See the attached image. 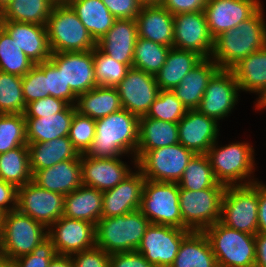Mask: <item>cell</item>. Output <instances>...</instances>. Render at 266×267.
<instances>
[{"mask_svg":"<svg viewBox=\"0 0 266 267\" xmlns=\"http://www.w3.org/2000/svg\"><path fill=\"white\" fill-rule=\"evenodd\" d=\"M138 140L139 117L122 108L96 120L95 136L84 155L106 159L131 154L136 167Z\"/></svg>","mask_w":266,"mask_h":267,"instance_id":"1","label":"cell"},{"mask_svg":"<svg viewBox=\"0 0 266 267\" xmlns=\"http://www.w3.org/2000/svg\"><path fill=\"white\" fill-rule=\"evenodd\" d=\"M263 5L237 27L214 38L213 59L220 69H231L242 58L266 46V19Z\"/></svg>","mask_w":266,"mask_h":267,"instance_id":"2","label":"cell"},{"mask_svg":"<svg viewBox=\"0 0 266 267\" xmlns=\"http://www.w3.org/2000/svg\"><path fill=\"white\" fill-rule=\"evenodd\" d=\"M254 153L252 145L245 141L221 147L216 141L206 155L217 182L228 187L245 186L258 181V178L256 180L251 176L256 165Z\"/></svg>","mask_w":266,"mask_h":267,"instance_id":"3","label":"cell"},{"mask_svg":"<svg viewBox=\"0 0 266 267\" xmlns=\"http://www.w3.org/2000/svg\"><path fill=\"white\" fill-rule=\"evenodd\" d=\"M149 225L139 209L122 216L102 217L95 225L96 247L108 254L136 251Z\"/></svg>","mask_w":266,"mask_h":267,"instance_id":"4","label":"cell"},{"mask_svg":"<svg viewBox=\"0 0 266 267\" xmlns=\"http://www.w3.org/2000/svg\"><path fill=\"white\" fill-rule=\"evenodd\" d=\"M46 28L52 53L84 52L96 47V41L66 1L55 4Z\"/></svg>","mask_w":266,"mask_h":267,"instance_id":"5","label":"cell"},{"mask_svg":"<svg viewBox=\"0 0 266 267\" xmlns=\"http://www.w3.org/2000/svg\"><path fill=\"white\" fill-rule=\"evenodd\" d=\"M203 232L218 267H255V235L231 229L219 221Z\"/></svg>","mask_w":266,"mask_h":267,"instance_id":"6","label":"cell"},{"mask_svg":"<svg viewBox=\"0 0 266 267\" xmlns=\"http://www.w3.org/2000/svg\"><path fill=\"white\" fill-rule=\"evenodd\" d=\"M258 181L225 187L219 222L250 235L258 233Z\"/></svg>","mask_w":266,"mask_h":267,"instance_id":"7","label":"cell"},{"mask_svg":"<svg viewBox=\"0 0 266 267\" xmlns=\"http://www.w3.org/2000/svg\"><path fill=\"white\" fill-rule=\"evenodd\" d=\"M48 237V228L20 211L3 214L0 254L17 259L32 253Z\"/></svg>","mask_w":266,"mask_h":267,"instance_id":"8","label":"cell"},{"mask_svg":"<svg viewBox=\"0 0 266 267\" xmlns=\"http://www.w3.org/2000/svg\"><path fill=\"white\" fill-rule=\"evenodd\" d=\"M195 155L180 143L149 151H136V167L145 179L178 183L188 162Z\"/></svg>","mask_w":266,"mask_h":267,"instance_id":"9","label":"cell"},{"mask_svg":"<svg viewBox=\"0 0 266 267\" xmlns=\"http://www.w3.org/2000/svg\"><path fill=\"white\" fill-rule=\"evenodd\" d=\"M224 190L225 186L220 183L200 191L180 189L179 206L183 229L203 232L218 222Z\"/></svg>","mask_w":266,"mask_h":267,"instance_id":"10","label":"cell"},{"mask_svg":"<svg viewBox=\"0 0 266 267\" xmlns=\"http://www.w3.org/2000/svg\"><path fill=\"white\" fill-rule=\"evenodd\" d=\"M179 192L178 183L145 179L139 210L152 224L169 225L183 229Z\"/></svg>","mask_w":266,"mask_h":267,"instance_id":"11","label":"cell"},{"mask_svg":"<svg viewBox=\"0 0 266 267\" xmlns=\"http://www.w3.org/2000/svg\"><path fill=\"white\" fill-rule=\"evenodd\" d=\"M190 232L178 227L150 223L136 251L154 267H171L182 240Z\"/></svg>","mask_w":266,"mask_h":267,"instance_id":"12","label":"cell"},{"mask_svg":"<svg viewBox=\"0 0 266 267\" xmlns=\"http://www.w3.org/2000/svg\"><path fill=\"white\" fill-rule=\"evenodd\" d=\"M64 195L39 187L33 181L17 189V210L49 228L63 216Z\"/></svg>","mask_w":266,"mask_h":267,"instance_id":"13","label":"cell"},{"mask_svg":"<svg viewBox=\"0 0 266 267\" xmlns=\"http://www.w3.org/2000/svg\"><path fill=\"white\" fill-rule=\"evenodd\" d=\"M239 92L232 70L219 69L209 81L197 110L219 123L232 113L239 100Z\"/></svg>","mask_w":266,"mask_h":267,"instance_id":"14","label":"cell"},{"mask_svg":"<svg viewBox=\"0 0 266 267\" xmlns=\"http://www.w3.org/2000/svg\"><path fill=\"white\" fill-rule=\"evenodd\" d=\"M213 45L214 38L209 32L204 11L174 15V48L192 51L208 59Z\"/></svg>","mask_w":266,"mask_h":267,"instance_id":"15","label":"cell"},{"mask_svg":"<svg viewBox=\"0 0 266 267\" xmlns=\"http://www.w3.org/2000/svg\"><path fill=\"white\" fill-rule=\"evenodd\" d=\"M122 107L138 117L145 116L160 91L155 76L131 67L116 86Z\"/></svg>","mask_w":266,"mask_h":267,"instance_id":"16","label":"cell"},{"mask_svg":"<svg viewBox=\"0 0 266 267\" xmlns=\"http://www.w3.org/2000/svg\"><path fill=\"white\" fill-rule=\"evenodd\" d=\"M57 255L71 256L91 249L95 244V225L84 220L62 216L48 228Z\"/></svg>","mask_w":266,"mask_h":267,"instance_id":"17","label":"cell"},{"mask_svg":"<svg viewBox=\"0 0 266 267\" xmlns=\"http://www.w3.org/2000/svg\"><path fill=\"white\" fill-rule=\"evenodd\" d=\"M260 0H209L204 12L213 38L250 18L261 6Z\"/></svg>","mask_w":266,"mask_h":267,"instance_id":"18","label":"cell"},{"mask_svg":"<svg viewBox=\"0 0 266 267\" xmlns=\"http://www.w3.org/2000/svg\"><path fill=\"white\" fill-rule=\"evenodd\" d=\"M50 60L62 70L66 86L77 97L97 86L93 50L51 53Z\"/></svg>","mask_w":266,"mask_h":267,"instance_id":"19","label":"cell"},{"mask_svg":"<svg viewBox=\"0 0 266 267\" xmlns=\"http://www.w3.org/2000/svg\"><path fill=\"white\" fill-rule=\"evenodd\" d=\"M218 125L197 109L187 110L178 122L179 143L195 154H206L218 139Z\"/></svg>","mask_w":266,"mask_h":267,"instance_id":"20","label":"cell"},{"mask_svg":"<svg viewBox=\"0 0 266 267\" xmlns=\"http://www.w3.org/2000/svg\"><path fill=\"white\" fill-rule=\"evenodd\" d=\"M121 157L100 159L81 154L82 185L102 192L113 189L133 171Z\"/></svg>","mask_w":266,"mask_h":267,"instance_id":"21","label":"cell"},{"mask_svg":"<svg viewBox=\"0 0 266 267\" xmlns=\"http://www.w3.org/2000/svg\"><path fill=\"white\" fill-rule=\"evenodd\" d=\"M135 170L113 189L103 192L102 217L122 216L140 208L145 177L137 167Z\"/></svg>","mask_w":266,"mask_h":267,"instance_id":"22","label":"cell"},{"mask_svg":"<svg viewBox=\"0 0 266 267\" xmlns=\"http://www.w3.org/2000/svg\"><path fill=\"white\" fill-rule=\"evenodd\" d=\"M0 26L15 40L27 57L39 64L48 61L51 50L46 26L34 23L0 21Z\"/></svg>","mask_w":266,"mask_h":267,"instance_id":"23","label":"cell"},{"mask_svg":"<svg viewBox=\"0 0 266 267\" xmlns=\"http://www.w3.org/2000/svg\"><path fill=\"white\" fill-rule=\"evenodd\" d=\"M138 38L135 19H116L96 47L119 63L133 66L134 48Z\"/></svg>","mask_w":266,"mask_h":267,"instance_id":"24","label":"cell"},{"mask_svg":"<svg viewBox=\"0 0 266 267\" xmlns=\"http://www.w3.org/2000/svg\"><path fill=\"white\" fill-rule=\"evenodd\" d=\"M135 21L138 37L173 47L174 15L161 4L142 6Z\"/></svg>","mask_w":266,"mask_h":267,"instance_id":"25","label":"cell"},{"mask_svg":"<svg viewBox=\"0 0 266 267\" xmlns=\"http://www.w3.org/2000/svg\"><path fill=\"white\" fill-rule=\"evenodd\" d=\"M32 181L39 187L61 195H68L82 185L81 155L52 167L36 170Z\"/></svg>","mask_w":266,"mask_h":267,"instance_id":"26","label":"cell"},{"mask_svg":"<svg viewBox=\"0 0 266 267\" xmlns=\"http://www.w3.org/2000/svg\"><path fill=\"white\" fill-rule=\"evenodd\" d=\"M219 69L220 67L213 59H203L186 74L180 84L172 89V92L187 110L197 109L209 81Z\"/></svg>","mask_w":266,"mask_h":267,"instance_id":"27","label":"cell"},{"mask_svg":"<svg viewBox=\"0 0 266 267\" xmlns=\"http://www.w3.org/2000/svg\"><path fill=\"white\" fill-rule=\"evenodd\" d=\"M231 70L240 91L256 93V102L266 95V46L242 58Z\"/></svg>","mask_w":266,"mask_h":267,"instance_id":"28","label":"cell"},{"mask_svg":"<svg viewBox=\"0 0 266 267\" xmlns=\"http://www.w3.org/2000/svg\"><path fill=\"white\" fill-rule=\"evenodd\" d=\"M75 105H68L62 112L41 118L26 119L27 143L47 142L63 136H69Z\"/></svg>","mask_w":266,"mask_h":267,"instance_id":"29","label":"cell"},{"mask_svg":"<svg viewBox=\"0 0 266 267\" xmlns=\"http://www.w3.org/2000/svg\"><path fill=\"white\" fill-rule=\"evenodd\" d=\"M103 192L81 185L64 196L63 216L94 225L102 218Z\"/></svg>","mask_w":266,"mask_h":267,"instance_id":"30","label":"cell"},{"mask_svg":"<svg viewBox=\"0 0 266 267\" xmlns=\"http://www.w3.org/2000/svg\"><path fill=\"white\" fill-rule=\"evenodd\" d=\"M30 169L32 174L54 166L57 163L77 159L81 154L73 147L68 136L47 142L28 143Z\"/></svg>","mask_w":266,"mask_h":267,"instance_id":"31","label":"cell"},{"mask_svg":"<svg viewBox=\"0 0 266 267\" xmlns=\"http://www.w3.org/2000/svg\"><path fill=\"white\" fill-rule=\"evenodd\" d=\"M203 58L195 52L170 48L165 64L154 75L160 90H172Z\"/></svg>","mask_w":266,"mask_h":267,"instance_id":"32","label":"cell"},{"mask_svg":"<svg viewBox=\"0 0 266 267\" xmlns=\"http://www.w3.org/2000/svg\"><path fill=\"white\" fill-rule=\"evenodd\" d=\"M75 106L81 115L89 116L94 120L123 108L117 88L109 86H96L80 94Z\"/></svg>","mask_w":266,"mask_h":267,"instance_id":"33","label":"cell"},{"mask_svg":"<svg viewBox=\"0 0 266 267\" xmlns=\"http://www.w3.org/2000/svg\"><path fill=\"white\" fill-rule=\"evenodd\" d=\"M171 267H218L204 232L191 231L182 240Z\"/></svg>","mask_w":266,"mask_h":267,"instance_id":"34","label":"cell"},{"mask_svg":"<svg viewBox=\"0 0 266 267\" xmlns=\"http://www.w3.org/2000/svg\"><path fill=\"white\" fill-rule=\"evenodd\" d=\"M97 42L113 26L116 18L101 0H66Z\"/></svg>","mask_w":266,"mask_h":267,"instance_id":"35","label":"cell"},{"mask_svg":"<svg viewBox=\"0 0 266 267\" xmlns=\"http://www.w3.org/2000/svg\"><path fill=\"white\" fill-rule=\"evenodd\" d=\"M179 143L178 123L139 117V140L136 151H149Z\"/></svg>","mask_w":266,"mask_h":267,"instance_id":"36","label":"cell"},{"mask_svg":"<svg viewBox=\"0 0 266 267\" xmlns=\"http://www.w3.org/2000/svg\"><path fill=\"white\" fill-rule=\"evenodd\" d=\"M57 0H10L0 11L1 21L46 26Z\"/></svg>","mask_w":266,"mask_h":267,"instance_id":"37","label":"cell"},{"mask_svg":"<svg viewBox=\"0 0 266 267\" xmlns=\"http://www.w3.org/2000/svg\"><path fill=\"white\" fill-rule=\"evenodd\" d=\"M0 179L17 188L32 181L28 146H19L0 154Z\"/></svg>","mask_w":266,"mask_h":267,"instance_id":"38","label":"cell"},{"mask_svg":"<svg viewBox=\"0 0 266 267\" xmlns=\"http://www.w3.org/2000/svg\"><path fill=\"white\" fill-rule=\"evenodd\" d=\"M217 183L208 156L206 154H196L188 162L178 185L179 189L200 191L212 188Z\"/></svg>","mask_w":266,"mask_h":267,"instance_id":"39","label":"cell"},{"mask_svg":"<svg viewBox=\"0 0 266 267\" xmlns=\"http://www.w3.org/2000/svg\"><path fill=\"white\" fill-rule=\"evenodd\" d=\"M34 65L0 26V71L23 77Z\"/></svg>","mask_w":266,"mask_h":267,"instance_id":"40","label":"cell"},{"mask_svg":"<svg viewBox=\"0 0 266 267\" xmlns=\"http://www.w3.org/2000/svg\"><path fill=\"white\" fill-rule=\"evenodd\" d=\"M170 48L138 37L134 48L132 67L155 75L165 64Z\"/></svg>","mask_w":266,"mask_h":267,"instance_id":"41","label":"cell"},{"mask_svg":"<svg viewBox=\"0 0 266 267\" xmlns=\"http://www.w3.org/2000/svg\"><path fill=\"white\" fill-rule=\"evenodd\" d=\"M22 77L0 71V114H24Z\"/></svg>","mask_w":266,"mask_h":267,"instance_id":"42","label":"cell"},{"mask_svg":"<svg viewBox=\"0 0 266 267\" xmlns=\"http://www.w3.org/2000/svg\"><path fill=\"white\" fill-rule=\"evenodd\" d=\"M27 144L24 114H0V154Z\"/></svg>","mask_w":266,"mask_h":267,"instance_id":"43","label":"cell"},{"mask_svg":"<svg viewBox=\"0 0 266 267\" xmlns=\"http://www.w3.org/2000/svg\"><path fill=\"white\" fill-rule=\"evenodd\" d=\"M93 60L97 86L116 87L131 68L117 62L97 47L93 49Z\"/></svg>","mask_w":266,"mask_h":267,"instance_id":"44","label":"cell"},{"mask_svg":"<svg viewBox=\"0 0 266 267\" xmlns=\"http://www.w3.org/2000/svg\"><path fill=\"white\" fill-rule=\"evenodd\" d=\"M186 112L187 109L172 90H160L146 116L151 119L178 123Z\"/></svg>","mask_w":266,"mask_h":267,"instance_id":"45","label":"cell"},{"mask_svg":"<svg viewBox=\"0 0 266 267\" xmlns=\"http://www.w3.org/2000/svg\"><path fill=\"white\" fill-rule=\"evenodd\" d=\"M95 127L96 120L81 115L78 111L74 113L68 137L79 154H84L90 147L95 136Z\"/></svg>","mask_w":266,"mask_h":267,"instance_id":"46","label":"cell"},{"mask_svg":"<svg viewBox=\"0 0 266 267\" xmlns=\"http://www.w3.org/2000/svg\"><path fill=\"white\" fill-rule=\"evenodd\" d=\"M22 91L26 105L32 101L47 97L45 62L35 64L22 77Z\"/></svg>","mask_w":266,"mask_h":267,"instance_id":"47","label":"cell"},{"mask_svg":"<svg viewBox=\"0 0 266 267\" xmlns=\"http://www.w3.org/2000/svg\"><path fill=\"white\" fill-rule=\"evenodd\" d=\"M45 76L47 77V96H53L76 105L77 96L70 86H66L63 72L50 59L45 61Z\"/></svg>","mask_w":266,"mask_h":267,"instance_id":"48","label":"cell"},{"mask_svg":"<svg viewBox=\"0 0 266 267\" xmlns=\"http://www.w3.org/2000/svg\"><path fill=\"white\" fill-rule=\"evenodd\" d=\"M56 255L55 247L47 237L33 249L32 253L15 259L16 267H48Z\"/></svg>","mask_w":266,"mask_h":267,"instance_id":"49","label":"cell"},{"mask_svg":"<svg viewBox=\"0 0 266 267\" xmlns=\"http://www.w3.org/2000/svg\"><path fill=\"white\" fill-rule=\"evenodd\" d=\"M69 104L59 98L47 96L26 105L25 118H41L62 112Z\"/></svg>","mask_w":266,"mask_h":267,"instance_id":"50","label":"cell"},{"mask_svg":"<svg viewBox=\"0 0 266 267\" xmlns=\"http://www.w3.org/2000/svg\"><path fill=\"white\" fill-rule=\"evenodd\" d=\"M74 267H109L110 254L93 247L71 255Z\"/></svg>","mask_w":266,"mask_h":267,"instance_id":"51","label":"cell"},{"mask_svg":"<svg viewBox=\"0 0 266 267\" xmlns=\"http://www.w3.org/2000/svg\"><path fill=\"white\" fill-rule=\"evenodd\" d=\"M116 19H135L141 4L137 0H101Z\"/></svg>","mask_w":266,"mask_h":267,"instance_id":"52","label":"cell"},{"mask_svg":"<svg viewBox=\"0 0 266 267\" xmlns=\"http://www.w3.org/2000/svg\"><path fill=\"white\" fill-rule=\"evenodd\" d=\"M109 267H154L138 251L110 254Z\"/></svg>","mask_w":266,"mask_h":267,"instance_id":"53","label":"cell"},{"mask_svg":"<svg viewBox=\"0 0 266 267\" xmlns=\"http://www.w3.org/2000/svg\"><path fill=\"white\" fill-rule=\"evenodd\" d=\"M209 0H163L162 6L173 15L204 11Z\"/></svg>","mask_w":266,"mask_h":267,"instance_id":"54","label":"cell"},{"mask_svg":"<svg viewBox=\"0 0 266 267\" xmlns=\"http://www.w3.org/2000/svg\"><path fill=\"white\" fill-rule=\"evenodd\" d=\"M17 187L0 179V212L6 214L17 208Z\"/></svg>","mask_w":266,"mask_h":267,"instance_id":"55","label":"cell"},{"mask_svg":"<svg viewBox=\"0 0 266 267\" xmlns=\"http://www.w3.org/2000/svg\"><path fill=\"white\" fill-rule=\"evenodd\" d=\"M258 233L266 234V185L258 181Z\"/></svg>","mask_w":266,"mask_h":267,"instance_id":"56","label":"cell"},{"mask_svg":"<svg viewBox=\"0 0 266 267\" xmlns=\"http://www.w3.org/2000/svg\"><path fill=\"white\" fill-rule=\"evenodd\" d=\"M256 262L255 267H266V234L255 235Z\"/></svg>","mask_w":266,"mask_h":267,"instance_id":"57","label":"cell"},{"mask_svg":"<svg viewBox=\"0 0 266 267\" xmlns=\"http://www.w3.org/2000/svg\"><path fill=\"white\" fill-rule=\"evenodd\" d=\"M48 267H74L71 256L56 255Z\"/></svg>","mask_w":266,"mask_h":267,"instance_id":"58","label":"cell"},{"mask_svg":"<svg viewBox=\"0 0 266 267\" xmlns=\"http://www.w3.org/2000/svg\"><path fill=\"white\" fill-rule=\"evenodd\" d=\"M0 267H16L14 259L0 254Z\"/></svg>","mask_w":266,"mask_h":267,"instance_id":"59","label":"cell"},{"mask_svg":"<svg viewBox=\"0 0 266 267\" xmlns=\"http://www.w3.org/2000/svg\"><path fill=\"white\" fill-rule=\"evenodd\" d=\"M141 6L145 5H160L162 4L163 0H137Z\"/></svg>","mask_w":266,"mask_h":267,"instance_id":"60","label":"cell"},{"mask_svg":"<svg viewBox=\"0 0 266 267\" xmlns=\"http://www.w3.org/2000/svg\"><path fill=\"white\" fill-rule=\"evenodd\" d=\"M255 110L257 109L258 110H265L266 109V95L259 101L255 104Z\"/></svg>","mask_w":266,"mask_h":267,"instance_id":"61","label":"cell"},{"mask_svg":"<svg viewBox=\"0 0 266 267\" xmlns=\"http://www.w3.org/2000/svg\"><path fill=\"white\" fill-rule=\"evenodd\" d=\"M10 0H0V11L6 6Z\"/></svg>","mask_w":266,"mask_h":267,"instance_id":"62","label":"cell"},{"mask_svg":"<svg viewBox=\"0 0 266 267\" xmlns=\"http://www.w3.org/2000/svg\"><path fill=\"white\" fill-rule=\"evenodd\" d=\"M2 218H3V214L0 212V239L2 236Z\"/></svg>","mask_w":266,"mask_h":267,"instance_id":"63","label":"cell"}]
</instances>
